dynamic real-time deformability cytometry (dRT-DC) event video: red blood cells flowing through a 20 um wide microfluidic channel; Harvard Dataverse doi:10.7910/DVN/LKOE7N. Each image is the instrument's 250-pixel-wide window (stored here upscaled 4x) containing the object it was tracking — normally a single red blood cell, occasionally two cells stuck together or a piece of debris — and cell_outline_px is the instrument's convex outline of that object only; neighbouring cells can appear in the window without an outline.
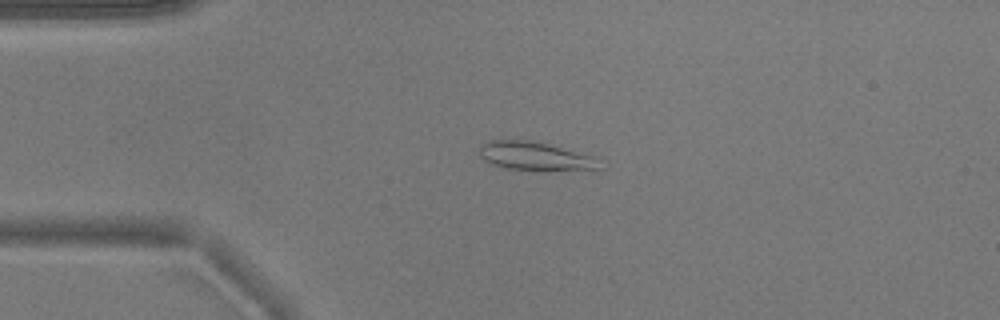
{"species": "common noctule bat (a hibernating species)", "species_latin": "Nyctalus noctula", "temperature_condition": "warm", "stored_images_in_passage": 18, "camera_frame_rate_fps": 3000, "um_per_image_px": 0.085, "animal": {"sex": "male", "body_mass_g": 17.9}, "frame": {"image": 1, "passage_image": 12, "time_ms": 3.667, "image_size_px": [1000, 320], "cell_outline_px": [[600, 156], [596, 168], [504, 168], [492, 164], [484, 160], [480, 156], [480, 144], [492, 140], [532, 140]], "centroid_in_image_um": [45.44, 13.21], "position_along_channel_um": 39.6, "area_um2": 19.19}}